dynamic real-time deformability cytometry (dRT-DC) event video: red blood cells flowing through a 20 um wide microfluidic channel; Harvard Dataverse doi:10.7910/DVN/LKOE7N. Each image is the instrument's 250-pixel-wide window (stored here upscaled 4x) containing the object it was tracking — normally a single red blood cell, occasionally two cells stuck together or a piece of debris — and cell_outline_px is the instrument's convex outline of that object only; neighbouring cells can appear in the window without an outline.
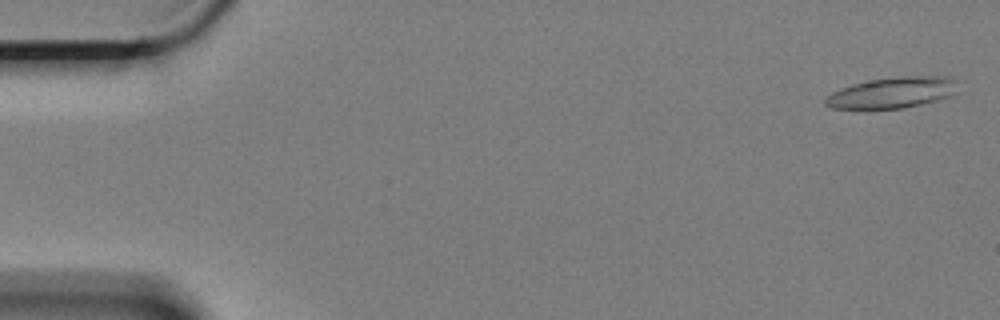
{"species": "Egyptian fruit bat (a non-hibernating species)", "species_latin": "Rousettus aegyptiacus", "temperature_condition": "cold", "stored_images_in_passage": 61, "camera_frame_rate_fps": 3000, "um_per_image_px": 0.085, "animal": {"sex": "female"}, "frame": {"image": 1, "passage_image": 2, "time_ms": 0.333, "image_size_px": [1000, 320], "cell_outline_px": [[956, 80], [952, 96], [920, 104], [900, 108], [832, 108], [824, 104], [824, 96], [840, 88], [852, 84], [872, 80], [896, 76], [952, 76]], "centroid_in_image_um": [75.81, 7.86], "position_along_channel_um": 9.2, "area_um2": 23.7}}
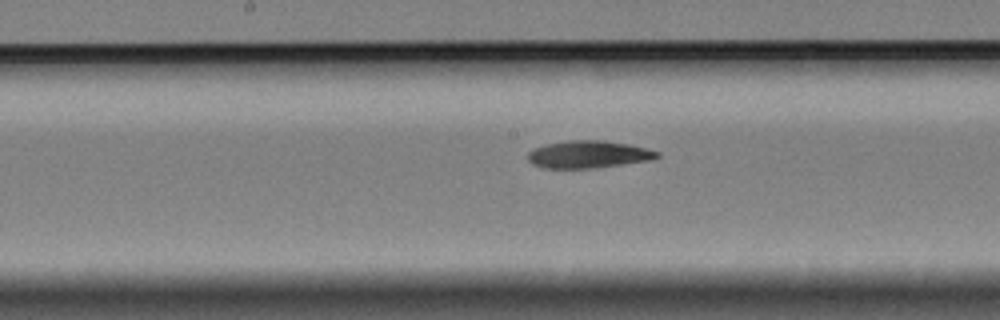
{"frame": {"image": 2, "passage_image": 31, "time_ms": 10.0, "image_size_px": [1000, 320], "cell_outline_px": [[660, 156], [652, 160], [596, 168], [544, 168], [532, 164], [528, 160], [528, 152], [532, 148], [548, 144], [568, 140], [604, 140], [628, 144], [648, 148], [660, 152]], "centroid_in_image_um": [50.04, 13.12], "position_along_channel_um": 198.2, "area_um2": 20.81}}
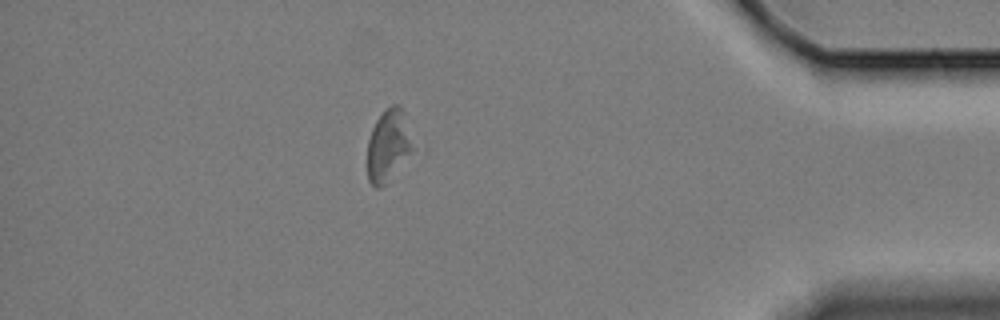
{"frame": {"image": 3, "passage_image": 53, "time_ms": 17.333, "image_size_px": [1000, 320], "cell_outline_px": [[416, 148], [384, 184], [380, 188], [376, 188], [368, 180], [368, 140], [372, 128], [376, 120], [392, 104], [400, 104], [404, 112]], "centroid_in_image_um": [33.04, 12.34], "position_along_channel_um": 402.2, "area_um2": 19.02}, "authors_computed_cell_mechanics": {"area_um2": 21.097, "velocity_mm_per_s": 3.3075, "shape_relaxation_time_tau1_ms": 6.0151, "shape_relaxation_time_tau2_ms": null, "deformation_change_tau1": 0.1502, "deformation_change_tau2": null}}